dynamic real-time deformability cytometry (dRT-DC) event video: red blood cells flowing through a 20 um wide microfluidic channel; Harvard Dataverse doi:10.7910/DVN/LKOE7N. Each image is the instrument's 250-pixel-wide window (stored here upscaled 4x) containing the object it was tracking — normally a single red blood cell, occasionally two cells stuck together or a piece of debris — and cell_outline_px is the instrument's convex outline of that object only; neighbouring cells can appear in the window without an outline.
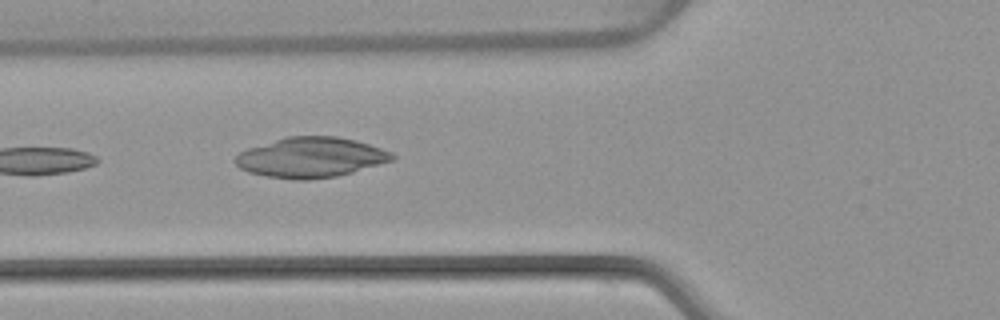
{"species": "common noctule bat (a hibernating species)", "species_latin": "Nyctalus noctula", "temperature_condition": "warm", "stored_images_in_passage": 5, "camera_frame_rate_fps": 3000, "um_per_image_px": 0.085, "animal": {"sex": "female", "body_mass_g": 22.7, "forearm_length_mm": 54.2}, "frame": {"image": 1, "passage_image": 5, "time_ms": 5.667, "image_size_px": [1000, 320], "cell_outline_px": [[396, 156], [392, 160], [352, 172], [336, 176], [308, 180], [296, 180], [268, 176], [248, 172], [240, 168], [232, 160], [240, 152], [248, 148], [288, 136], [336, 136], [356, 140], [392, 152]], "centroid_in_image_um": [26.4, 13.38], "position_along_channel_um": 99.4, "area_um2": 36.47}}